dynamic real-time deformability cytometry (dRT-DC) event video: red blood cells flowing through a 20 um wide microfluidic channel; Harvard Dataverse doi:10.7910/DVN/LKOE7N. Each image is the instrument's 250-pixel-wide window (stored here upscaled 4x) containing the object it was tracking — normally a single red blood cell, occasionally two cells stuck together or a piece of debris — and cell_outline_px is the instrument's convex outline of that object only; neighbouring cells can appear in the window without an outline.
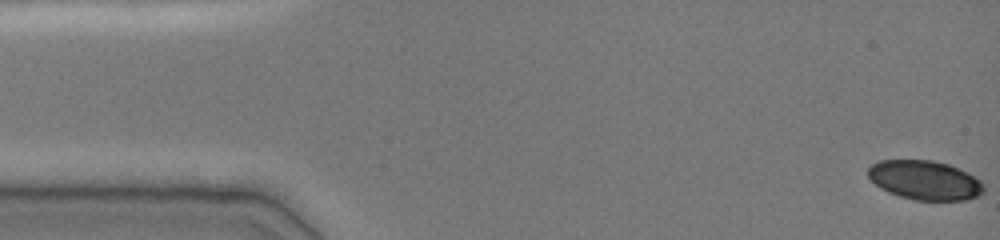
{"species": "common noctule bat (a hibernating species)", "species_latin": "Nyctalus noctula", "temperature_condition": "cold", "stored_images_in_passage": 11, "camera_frame_rate_fps": 3000, "um_per_image_px": 0.085, "animal": {"sex": "female", "body_mass_g": 19.0, "forearm_length_mm": 51.5}, "frame": {"image": 1, "passage_image": 1, "time_ms": 0.0, "image_size_px": [1000, 240], "cell_outline_px": [[984, 192], [980, 196], [968, 200], [916, 200], [900, 196], [888, 192], [880, 188], [868, 176], [868, 168], [872, 164], [880, 160], [932, 160], [948, 164], [980, 180], [984, 184]], "centroid_in_image_um": [78.62, 15.32], "position_along_channel_um": 6.4, "area_um2": 26.36}}
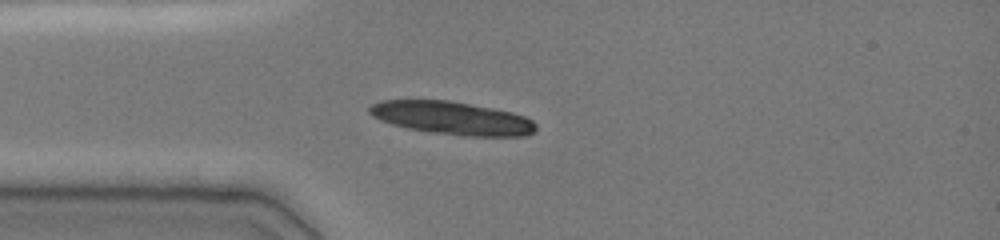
{"frame": {"image": 2, "passage_image": 6, "time_ms": 4.0, "image_size_px": [1000, 240], "cell_outline_px": [[536, 128], [528, 136], [464, 136], [432, 132], [408, 128], [392, 124], [380, 120], [372, 116], [368, 112], [368, 108], [372, 104], [380, 100], [448, 100], [492, 108], [512, 112], [524, 116], [532, 120], [536, 124]], "centroid_in_image_um": [38.42, 10.03], "position_along_channel_um": 46.6, "area_um2": 32.02}}